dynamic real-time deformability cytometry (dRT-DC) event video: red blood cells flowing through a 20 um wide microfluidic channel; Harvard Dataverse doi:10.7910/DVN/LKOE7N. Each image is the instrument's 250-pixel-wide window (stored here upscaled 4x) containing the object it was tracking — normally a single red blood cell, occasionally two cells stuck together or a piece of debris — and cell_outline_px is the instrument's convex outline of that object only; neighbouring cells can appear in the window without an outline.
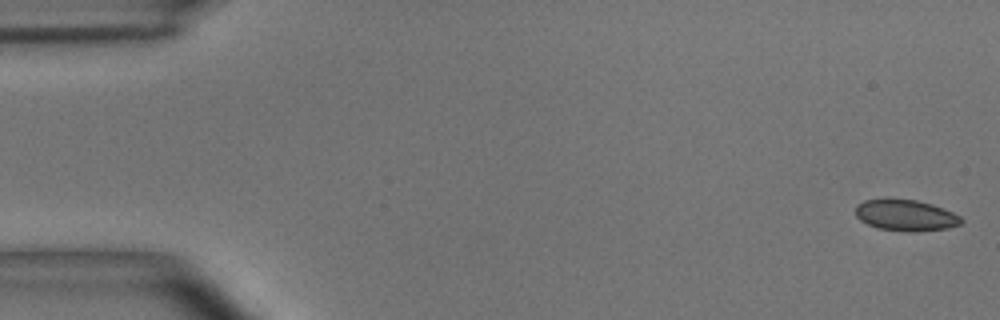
{"species": "common noctule bat (a hibernating species)", "species_latin": "Nyctalus noctula", "temperature_condition": "room temperature", "stored_images_in_passage": 4, "camera_frame_rate_fps": 3000, "um_per_image_px": 0.085, "animal": {"sex": "male", "body_mass_g": 15.6}, "frame": {"image": 1, "passage_image": 1, "time_ms": 0.0, "image_size_px": [1000, 320], "cell_outline_px": [[964, 220], [960, 224], [948, 228], [912, 232], [908, 232], [876, 228], [860, 220], [856, 216], [856, 204], [864, 200], [884, 196], [888, 196], [916, 200], [932, 204], [952, 212], [960, 216]], "centroid_in_image_um": [76.93, 18.26], "position_along_channel_um": 8.1, "area_um2": 19.83}}
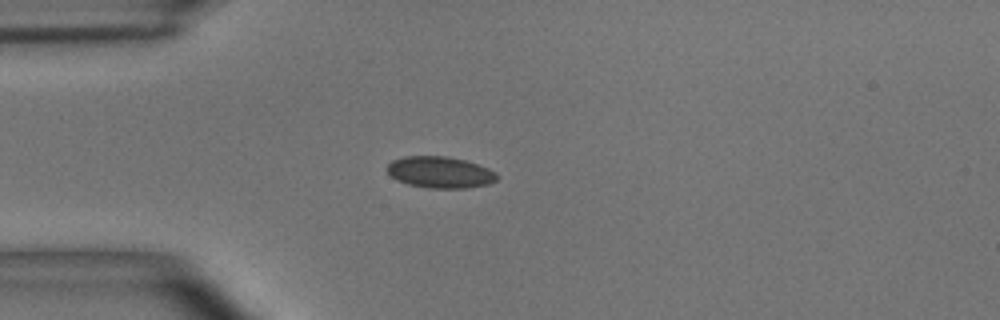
{"frame": {"image": 2, "passage_image": 4, "time_ms": 1.0, "image_size_px": [1000, 320], "cell_outline_px": [[500, 176], [496, 180], [488, 184], [464, 188], [428, 188], [408, 184], [396, 180], [384, 168], [392, 160], [404, 156], [448, 156], [464, 160], [488, 168], [496, 172]], "centroid_in_image_um": [37.39, 14.64], "position_along_channel_um": 47.6, "area_um2": 20.23}}